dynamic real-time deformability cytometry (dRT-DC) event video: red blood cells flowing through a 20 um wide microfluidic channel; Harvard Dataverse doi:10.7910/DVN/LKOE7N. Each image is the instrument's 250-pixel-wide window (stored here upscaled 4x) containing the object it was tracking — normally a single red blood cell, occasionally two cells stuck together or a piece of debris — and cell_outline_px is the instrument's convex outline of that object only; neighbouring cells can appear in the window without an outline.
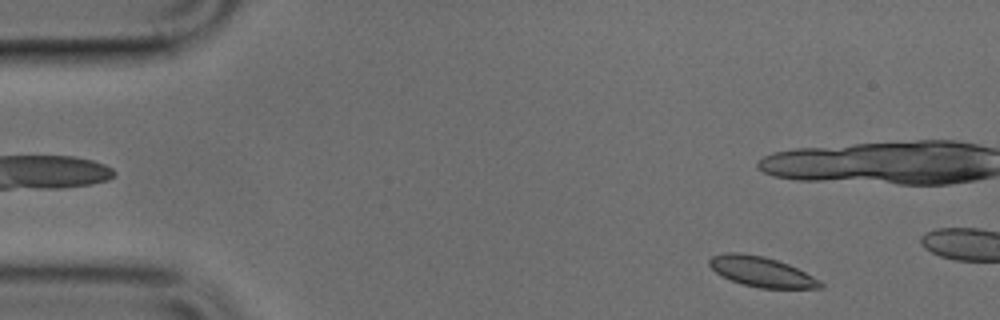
{"species": "common noctule bat (a hibernating species)", "species_latin": "Nyctalus noctula", "temperature_condition": "cold", "stored_images_in_passage": 7, "camera_frame_rate_fps": 3000, "um_per_image_px": 0.085, "animal": {"sex": "male", "body_mass_g": 17.9, "forearm_length_mm": 54.2}, "frame": {"image": 1, "passage_image": 2, "time_ms": 0.333, "image_size_px": [1000, 320], "cell_outline_px": [[824, 288], [760, 288], [744, 284], [732, 280], [716, 272], [708, 264], [708, 260], [712, 256], [728, 252], [740, 252], [764, 256], [788, 264], [820, 280], [824, 284]], "centroid_in_image_um": [64.73, 23.09], "position_along_channel_um": 20.3, "area_um2": 19.25}}